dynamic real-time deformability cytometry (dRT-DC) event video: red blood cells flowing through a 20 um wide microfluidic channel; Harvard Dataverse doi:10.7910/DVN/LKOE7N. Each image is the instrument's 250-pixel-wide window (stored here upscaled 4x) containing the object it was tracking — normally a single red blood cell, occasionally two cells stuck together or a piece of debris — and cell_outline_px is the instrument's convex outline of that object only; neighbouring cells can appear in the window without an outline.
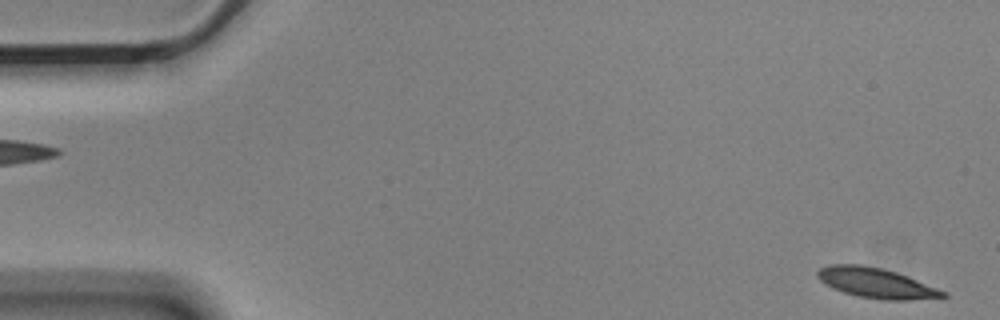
{"species": "Egyptian fruit bat (a non-hibernating species)", "species_latin": "Rousettus aegyptiacus", "temperature_condition": "cold", "stored_images_in_passage": 2, "segment_of_instrument_passage": [2, 2], "camera_frame_rate_fps": 3000, "um_per_image_px": 0.085, "animal": {"sex": "male"}, "frame": {"image": 1, "passage_image": 2, "time_ms": 0.333, "image_size_px": [1000, 320], "cell_outline_px": [[948, 296], [944, 300], [884, 300], [860, 296], [844, 292], [832, 288], [820, 280], [816, 276], [816, 272], [820, 268], [828, 264], [860, 264], [880, 268], [896, 272], [908, 276], [948, 292]], "centroid_in_image_um": [74.58, 24.07], "position_along_channel_um": 10.4, "area_um2": 22.43}}